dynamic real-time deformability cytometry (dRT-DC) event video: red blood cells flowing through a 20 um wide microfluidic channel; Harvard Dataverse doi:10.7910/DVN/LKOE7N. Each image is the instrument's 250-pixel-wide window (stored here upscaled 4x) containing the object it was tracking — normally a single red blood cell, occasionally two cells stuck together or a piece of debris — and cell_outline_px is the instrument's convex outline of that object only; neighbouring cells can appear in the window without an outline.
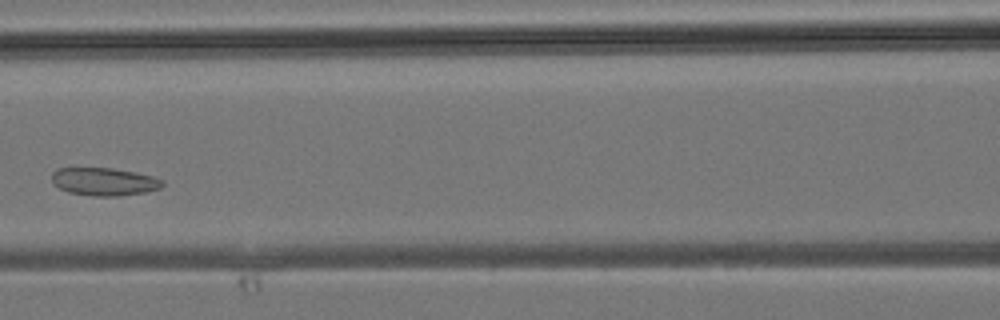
{"species": "common noctule bat (a hibernating species)", "species_latin": "Nyctalus noctula", "temperature_condition": "room temperature", "stored_images_in_passage": 32, "camera_frame_rate_fps": 3000, "um_per_image_px": 0.085, "animal": {"sex": "male", "body_mass_g": 19.2, "forearm_length_mm": 51.8}, "frame": {"image": 1, "passage_image": 12, "time_ms": 3.667, "image_size_px": [1000, 320], "cell_outline_px": [[164, 184], [160, 188], [144, 192], [116, 196], [92, 196], [68, 192], [52, 184], [52, 172], [56, 168], [112, 168], [136, 172], [152, 176], [164, 180]], "centroid_in_image_um": [8.83, 15.43], "position_along_channel_um": 157.8, "area_um2": 18.03}}
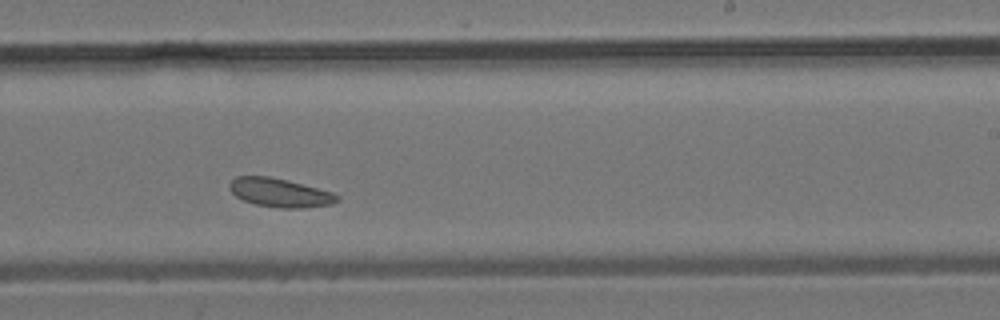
{"frame": {"image": 2, "passage_image": 18, "time_ms": 5.667, "image_size_px": [1000, 320], "cell_outline_px": [[340, 200], [332, 204], [300, 208], [280, 208], [256, 204], [244, 200], [236, 196], [228, 188], [228, 184], [236, 176], [268, 176], [288, 180], [332, 192], [340, 196]], "centroid_in_image_um": [23.79, 16.37], "position_along_channel_um": 265.2, "area_um2": 17.98}}
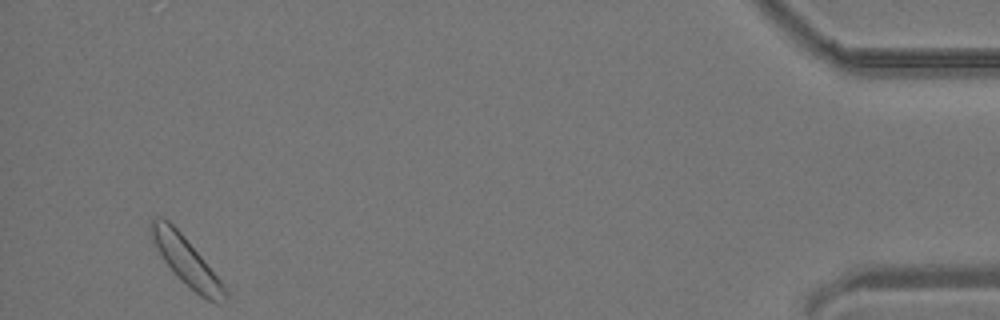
{"frame": {"image": 3, "passage_image": 31, "time_ms": 10.0, "image_size_px": [1000, 320], "cell_outline_px": [[228, 296], [224, 300], [216, 304], [200, 296], [184, 284], [180, 280], [164, 260], [148, 228], [148, 224], [156, 216], [160, 216], [168, 220], [184, 236], [224, 284], [228, 292]], "centroid_in_image_um": [15.86, 22.21], "position_along_channel_um": 419.3, "area_um2": 20.46}}